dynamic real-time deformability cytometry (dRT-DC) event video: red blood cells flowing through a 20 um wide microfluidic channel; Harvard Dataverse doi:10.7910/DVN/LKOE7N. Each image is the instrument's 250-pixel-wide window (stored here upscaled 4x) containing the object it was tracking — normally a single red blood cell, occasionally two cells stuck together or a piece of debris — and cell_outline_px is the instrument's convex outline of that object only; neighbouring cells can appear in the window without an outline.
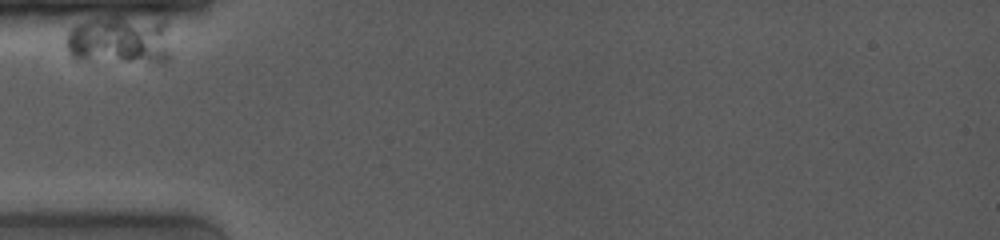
{"species": "common noctule bat (a hibernating species)", "species_latin": "Nyctalus noctula", "temperature_condition": "room temperature", "stored_images_in_passage": 23, "camera_frame_rate_fps": 4000, "um_per_image_px": 0.085, "animal": {"sex": "female", "body_mass_g": 19.0, "forearm_length_mm": 53.3}, "frame": {"image": 1, "passage_image": 1, "time_ms": 0.0, "image_size_px": [1000, 240], "cell_outline_px": [[172, 56], [164, 64], [160, 64], [76, 60], [68, 52], [64, 44], [64, 40], [68, 32], [76, 24], [92, 20], [112, 16], [120, 16], [164, 20]], "centroid_in_image_um": [10.19, 3.46], "position_along_channel_um": 74.8, "area_um2": 30.92}}